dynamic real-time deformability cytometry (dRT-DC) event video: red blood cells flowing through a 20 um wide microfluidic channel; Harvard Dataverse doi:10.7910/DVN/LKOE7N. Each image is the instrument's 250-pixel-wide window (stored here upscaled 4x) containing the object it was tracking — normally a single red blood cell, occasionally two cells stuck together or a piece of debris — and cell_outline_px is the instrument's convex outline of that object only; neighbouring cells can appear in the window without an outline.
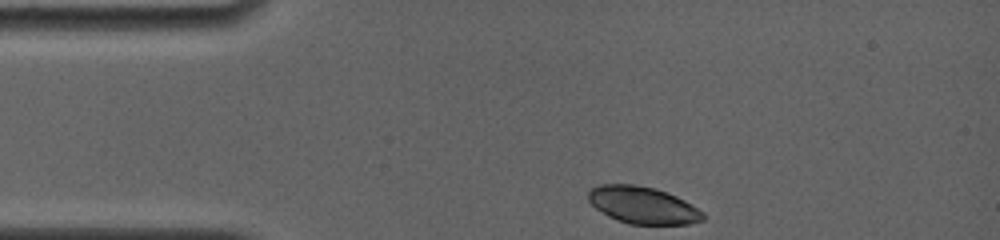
{"species": "common noctule bat (a hibernating species)", "species_latin": "Nyctalus noctula", "temperature_condition": "room temperature", "stored_images_in_passage": 10, "camera_frame_rate_fps": 4000, "um_per_image_px": 0.085, "animal": {"sex": "female", "body_mass_g": 19.0, "forearm_length_mm": 56.7}, "frame": {"image": 1, "passage_image": 1, "time_ms": 0.0, "image_size_px": [1000, 240], "cell_outline_px": [[704, 220], [688, 224], [628, 224], [616, 220], [608, 216], [596, 208], [588, 200], [588, 192], [592, 188], [600, 184], [632, 184], [656, 188], [676, 196], [692, 204], [704, 212]], "centroid_in_image_um": [54.65, 17.44], "position_along_channel_um": 30.4, "area_um2": 24.85}}
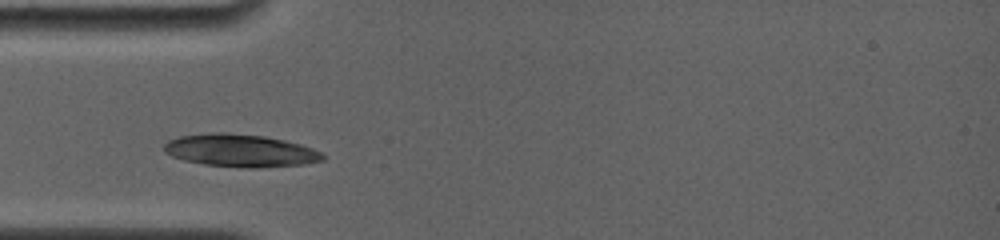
{"frame": {"image": 2, "passage_image": 7, "time_ms": 2.0, "image_size_px": [1000, 240], "cell_outline_px": [[324, 160], [304, 164], [204, 164], [184, 160], [172, 156], [164, 152], [164, 144], [168, 140], [180, 136], [212, 132], [224, 132], [264, 136], [284, 140], [300, 144], [312, 148], [320, 152], [324, 156]], "centroid_in_image_um": [20.35, 12.72], "position_along_channel_um": 64.6, "area_um2": 28.55}}
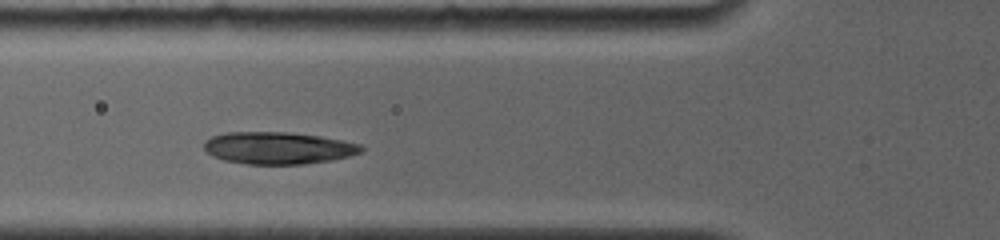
{"frame": {"image": 3, "passage_image": 9, "time_ms": 3.0, "image_size_px": [1000, 240], "cell_outline_px": [[364, 148], [360, 152], [348, 156], [332, 160], [304, 164], [248, 164], [224, 160], [212, 156], [204, 148], [204, 140], [212, 136], [224, 132], [288, 132], [320, 136], [344, 140], [360, 144]], "centroid_in_image_um": [23.63, 12.57], "position_along_channel_um": 102.2, "area_um2": 29.48}}